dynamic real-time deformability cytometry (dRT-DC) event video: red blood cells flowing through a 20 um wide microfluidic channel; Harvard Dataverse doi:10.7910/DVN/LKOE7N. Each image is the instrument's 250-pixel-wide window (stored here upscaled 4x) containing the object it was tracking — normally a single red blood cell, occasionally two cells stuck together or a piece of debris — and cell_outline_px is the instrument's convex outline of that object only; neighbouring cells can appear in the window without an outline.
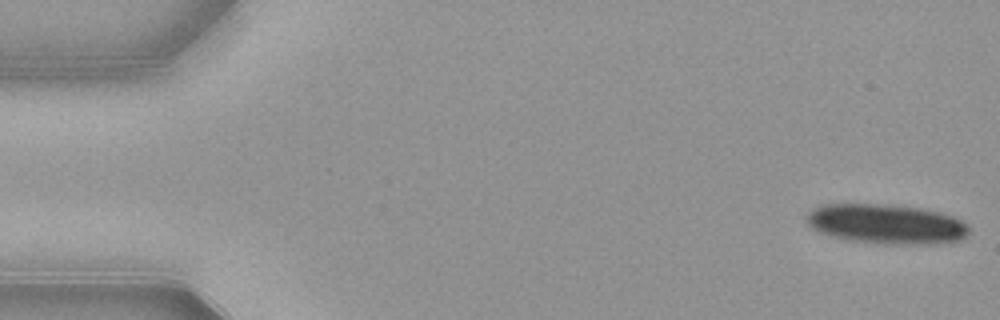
{"species": "common noctule bat (a hibernating species)", "species_latin": "Nyctalus noctula", "temperature_condition": "warm", "stored_images_in_passage": 29, "camera_frame_rate_fps": 3000, "um_per_image_px": 0.085, "animal": {"sex": "female", "body_mass_g": 21.9}, "frame": {"image": 1, "passage_image": 1, "time_ms": 0.0, "image_size_px": [1000, 320], "cell_outline_px": [[968, 236], [952, 244], [880, 244], [844, 240], [820, 232], [812, 228], [804, 220], [804, 216], [812, 208], [820, 204], [884, 204], [920, 208], [940, 212], [952, 216], [968, 224]], "centroid_in_image_um": [75.33, 19.06], "position_along_channel_um": 9.7, "area_um2": 38.38}}
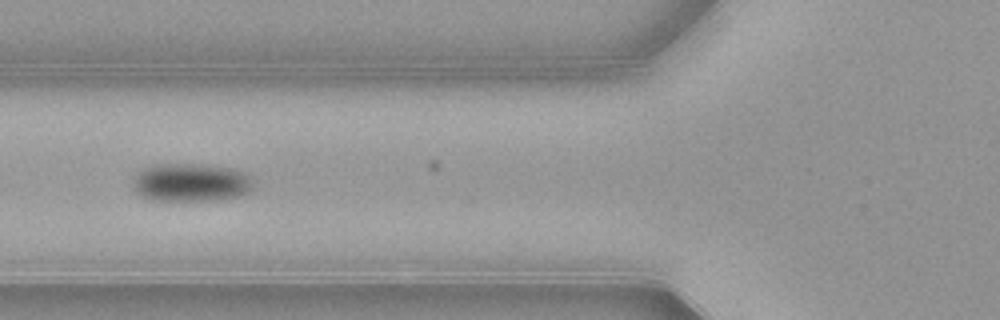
{"frame": {"image": 2, "passage_image": 20, "time_ms": 6.333, "image_size_px": [1000, 320], "cell_outline_px": [[252, 184], [248, 192], [240, 196], [216, 200], [152, 200], [140, 196], [136, 192], [132, 180], [144, 168], [152, 164], [200, 164], [232, 168], [248, 176], [252, 180]], "centroid_in_image_um": [16.19, 15.51], "position_along_channel_um": 109.6, "area_um2": 26.65}}
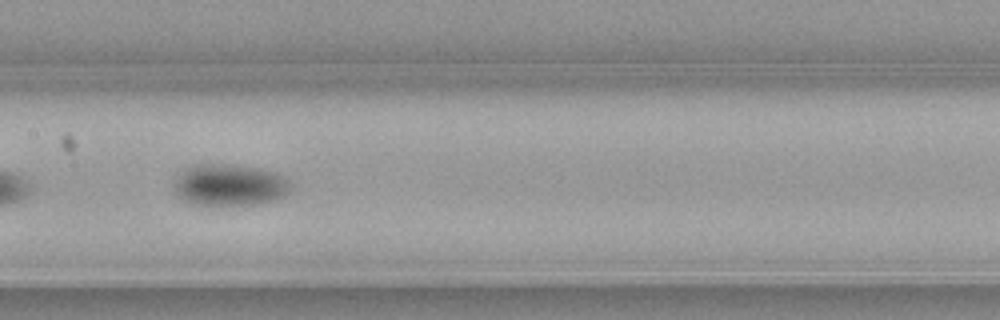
{"frame": {"image": 3, "passage_image": 26, "time_ms": 8.333, "image_size_px": [1000, 320], "cell_outline_px": [[292, 188], [284, 196], [272, 200], [252, 204], [224, 208], [220, 208], [192, 204], [184, 200], [176, 192], [172, 184], [176, 176], [184, 168], [192, 164], [232, 164], [260, 168], [276, 172], [288, 176], [292, 180]], "centroid_in_image_um": [19.52, 15.74], "position_along_channel_um": 187.9, "area_um2": 29.65}}